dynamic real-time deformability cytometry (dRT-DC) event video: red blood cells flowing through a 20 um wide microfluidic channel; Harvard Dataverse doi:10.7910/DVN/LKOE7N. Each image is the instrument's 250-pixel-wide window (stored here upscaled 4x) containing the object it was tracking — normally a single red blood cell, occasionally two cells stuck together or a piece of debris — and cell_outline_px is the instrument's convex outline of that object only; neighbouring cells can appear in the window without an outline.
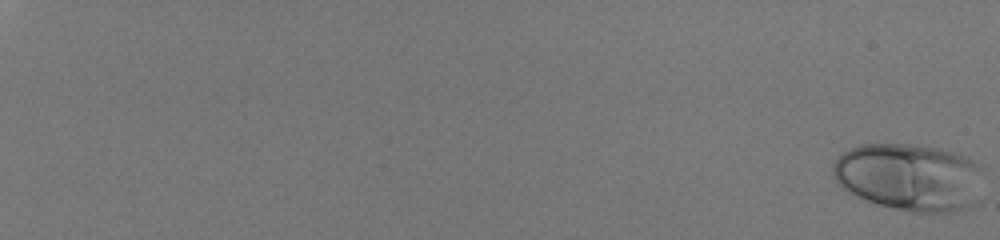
{"species": "human", "species_latin": "Homo sapiens", "temperature_condition": "room temperature", "stored_images_in_passage": 51, "camera_frame_rate_fps": 3000, "um_per_image_px": 0.085, "donor": {"sex": "male"}, "frame": {"image": 1, "passage_image": 1, "time_ms": 0.0, "image_size_px": [1000, 240], "cell_outline_px": [[984, 168], [980, 200], [976, 204], [968, 208], [948, 212], [916, 212], [876, 204], [856, 196], [848, 192], [836, 180], [832, 172], [832, 164], [844, 152], [860, 144], [908, 144], [936, 148], [952, 152], [972, 160]], "centroid_in_image_um": [77.36, 15.06], "position_along_channel_um": 7.6, "area_um2": 59.48}}
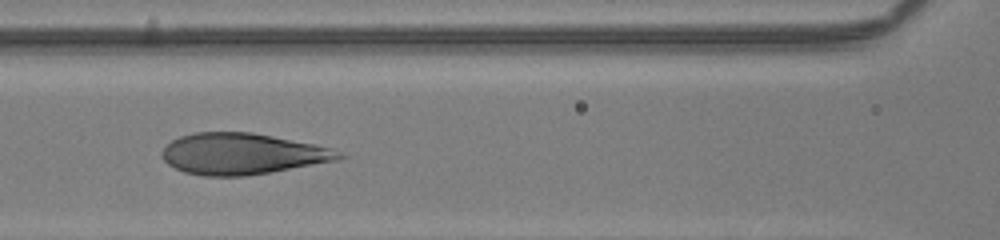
{"frame": {"image": 2, "passage_image": 31, "time_ms": 10.0, "image_size_px": [1000, 240], "cell_outline_px": [[348, 156], [340, 160], [244, 176], [204, 176], [184, 172], [168, 164], [164, 160], [160, 152], [172, 140], [180, 136], [196, 132], [252, 132], [332, 148]], "centroid_in_image_um": [20.59, 13.07], "position_along_channel_um": 146.0, "area_um2": 42.25}}
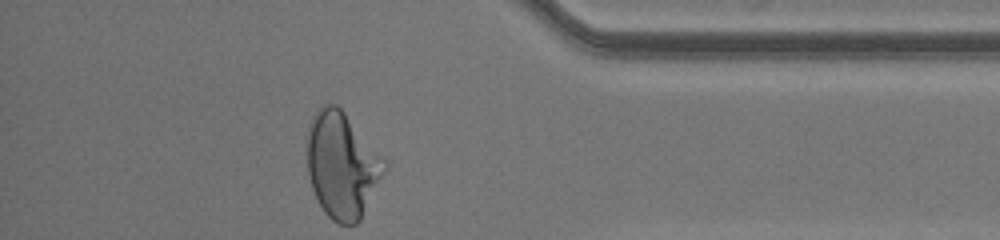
{"frame": {"image": 3, "passage_image": 51, "time_ms": 16.667, "image_size_px": [1000, 240], "cell_outline_px": [[388, 164], [360, 220], [356, 224], [340, 224], [332, 220], [324, 212], [312, 188], [308, 172], [304, 136], [308, 124], [316, 108], [324, 104], [336, 104], [344, 112], [388, 160]], "centroid_in_image_um": [29.04, 13.98], "position_along_channel_um": 406.2, "area_um2": 48.38}, "authors_computed_cell_mechanics": {"area_um2": 47.1648, "velocity_mm_per_s": 4.111, "shape_relaxation_time_tau1_ms": 4.9927, "shape_relaxation_time_tau2_ms": null, "deformation_change_tau1": 0.2148, "deformation_change_tau2": null}}